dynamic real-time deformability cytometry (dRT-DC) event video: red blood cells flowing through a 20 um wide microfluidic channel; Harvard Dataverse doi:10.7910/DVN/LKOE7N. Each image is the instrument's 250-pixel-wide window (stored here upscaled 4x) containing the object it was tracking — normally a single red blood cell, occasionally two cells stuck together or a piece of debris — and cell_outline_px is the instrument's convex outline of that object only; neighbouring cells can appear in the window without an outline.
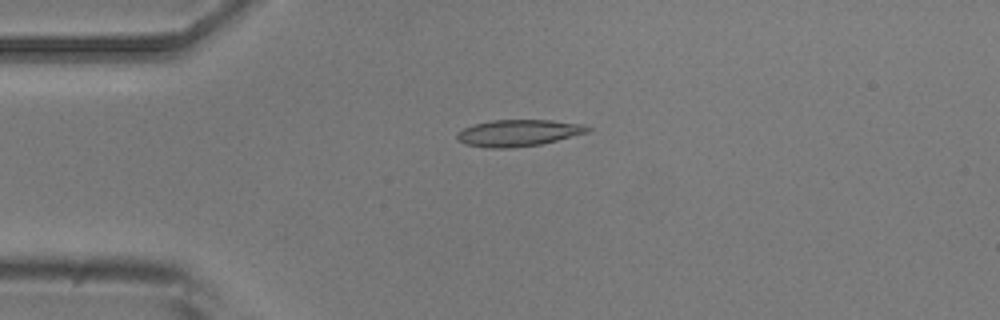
{"species": "common noctule bat (a hibernating species)", "species_latin": "Nyctalus noctula", "temperature_condition": "room temperature", "stored_images_in_passage": 8, "camera_frame_rate_fps": 3000, "um_per_image_px": 0.085, "animal": {"sex": "male", "body_mass_g": 20.5, "forearm_length_mm": 52.5}, "frame": {"image": 1, "passage_image": 4, "time_ms": 3.333, "image_size_px": [1000, 320], "cell_outline_px": [[592, 128], [588, 132], [540, 144], [512, 148], [488, 148], [464, 144], [456, 140], [456, 132], [464, 128], [476, 124], [492, 120], [552, 120], [584, 124]], "centroid_in_image_um": [44.03, 11.3], "position_along_channel_um": 41.0, "area_um2": 20.29}}
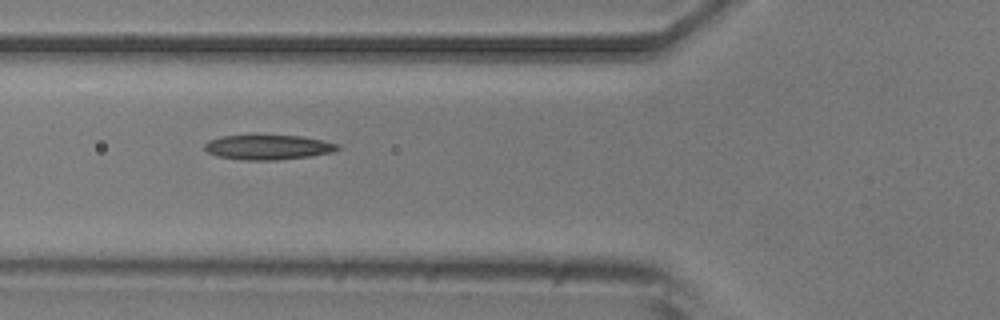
{"frame": {"image": 2, "passage_image": 6, "time_ms": 5.667, "image_size_px": [1000, 320], "cell_outline_px": [[340, 148], [332, 152], [308, 156], [276, 160], [240, 160], [216, 156], [208, 152], [204, 148], [204, 144], [208, 140], [220, 136], [304, 136], [340, 144]], "centroid_in_image_um": [22.77, 12.52], "position_along_channel_um": 103.0, "area_um2": 19.13}}
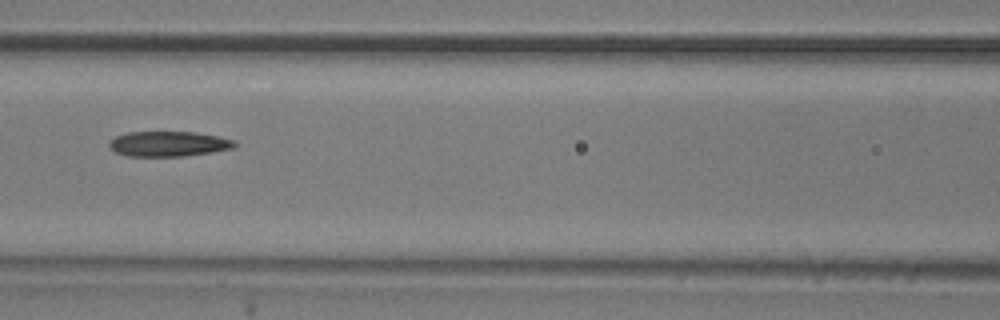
{"frame": {"image": 3, "passage_image": 7, "time_ms": 7.0, "image_size_px": [1000, 320], "cell_outline_px": [[236, 148], [212, 152], [184, 156], [128, 156], [116, 152], [108, 144], [116, 136], [128, 132], [192, 132], [216, 136], [236, 140]], "centroid_in_image_um": [14.37, 12.23], "position_along_channel_um": 152.2, "area_um2": 18.26}}